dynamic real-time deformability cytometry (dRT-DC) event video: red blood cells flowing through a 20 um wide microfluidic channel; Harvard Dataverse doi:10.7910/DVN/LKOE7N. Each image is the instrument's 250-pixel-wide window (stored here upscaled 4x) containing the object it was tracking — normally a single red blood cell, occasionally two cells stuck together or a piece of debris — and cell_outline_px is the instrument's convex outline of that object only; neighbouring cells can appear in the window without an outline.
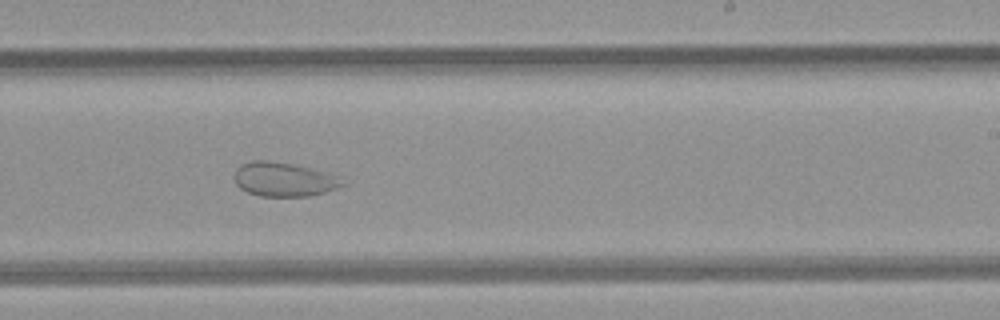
{"species": "common noctule bat (a hibernating species)", "species_latin": "Nyctalus noctula", "temperature_condition": "room temperature", "stored_images_in_passage": 43, "segment_of_instrument_passage": [1, 2], "camera_frame_rate_fps": 3000, "um_per_image_px": 0.085, "animal": {"sex": "female", "body_mass_g": 21.9}, "frame": {"image": 1, "passage_image": 22, "time_ms": 7.0, "image_size_px": [1000, 320], "cell_outline_px": [[348, 184], [324, 192], [308, 196], [260, 196], [248, 192], [240, 188], [236, 184], [236, 168], [240, 164], [252, 160], [268, 160], [292, 164], [340, 176]], "centroid_in_image_um": [24.14, 15.24], "position_along_channel_um": 264.9, "area_um2": 21.39}}
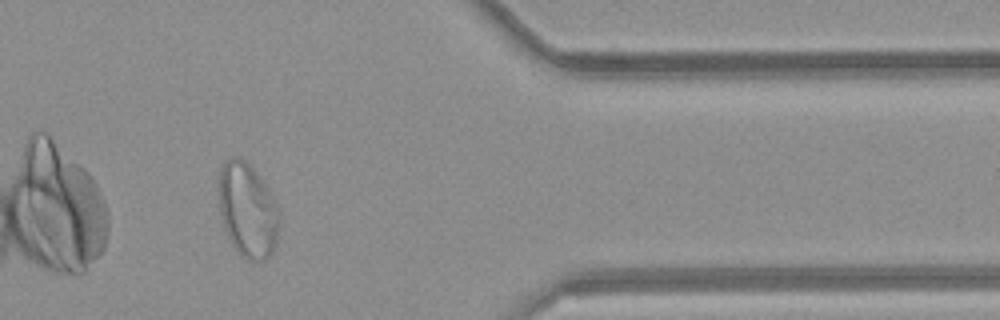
{"frame": {"image": 2, "passage_image": 33, "time_ms": 10.667, "image_size_px": [1000, 320], "cell_outline_px": [[280, 224], [276, 244], [272, 252], [264, 260], [248, 260], [240, 256], [232, 244], [224, 228], [220, 212], [220, 168], [224, 160], [232, 156], [240, 156], [256, 172], [268, 188], [276, 200], [280, 212]], "centroid_in_image_um": [21.08, 17.87], "position_along_channel_um": 390.3, "area_um2": 33.52}}
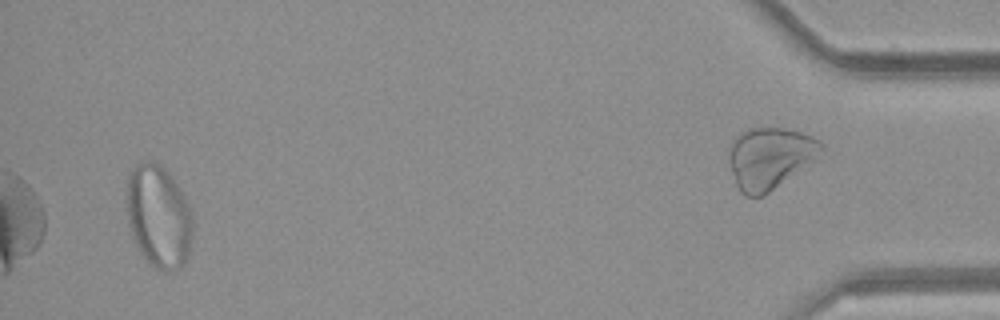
{"frame": {"image": 3, "passage_image": 40, "time_ms": 13.0, "image_size_px": [1000, 320], "cell_outline_px": [[192, 248], [184, 264], [176, 272], [164, 272], [156, 268], [140, 252], [132, 236], [128, 224], [128, 176], [136, 164], [148, 160], [156, 160], [172, 176], [180, 188], [188, 204], [192, 216]], "centroid_in_image_um": [13.52, 18.41], "position_along_channel_um": 421.7, "area_um2": 39.82}}